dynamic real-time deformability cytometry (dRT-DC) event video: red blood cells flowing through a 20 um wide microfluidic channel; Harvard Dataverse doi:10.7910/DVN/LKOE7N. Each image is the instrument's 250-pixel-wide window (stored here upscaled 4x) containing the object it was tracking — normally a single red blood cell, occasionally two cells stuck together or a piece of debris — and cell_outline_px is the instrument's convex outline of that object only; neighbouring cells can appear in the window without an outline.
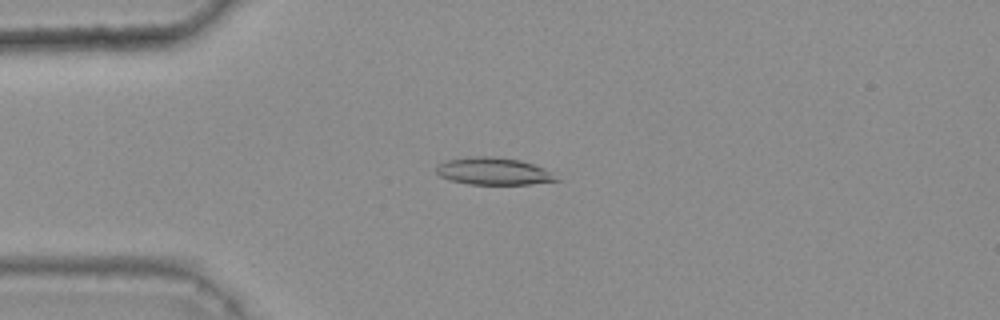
{"species": "common noctule bat (a hibernating species)", "species_latin": "Nyctalus noctula", "temperature_condition": "warm", "stored_images_in_passage": 47, "camera_frame_rate_fps": 3000, "um_per_image_px": 0.085, "animal": {"sex": "female", "body_mass_g": 25.1}, "frame": {"image": 1, "passage_image": 13, "time_ms": 4.0, "image_size_px": [1000, 320], "cell_outline_px": [[560, 180], [532, 184], [468, 184], [452, 180], [440, 176], [436, 172], [436, 164], [448, 160], [476, 156], [492, 156], [520, 160], [544, 168], [552, 172]], "centroid_in_image_um": [41.95, 14.55], "position_along_channel_um": 43.0, "area_um2": 18.96}}
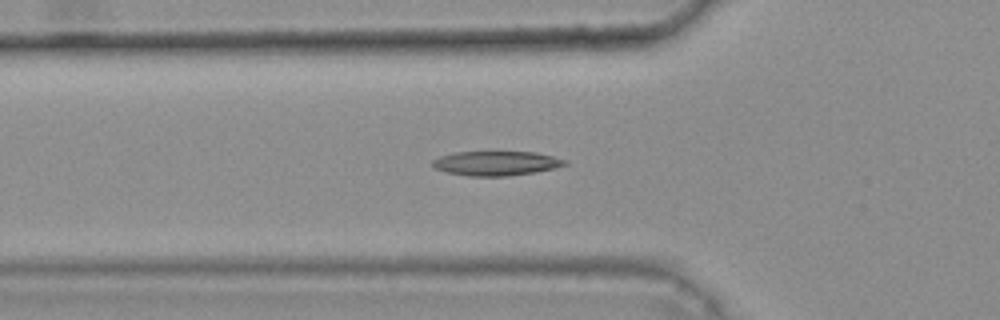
{"frame": {"image": 2, "passage_image": 18, "time_ms": 5.667, "image_size_px": [1000, 320], "cell_outline_px": [[568, 164], [536, 172], [508, 176], [468, 176], [448, 172], [436, 168], [432, 164], [432, 160], [440, 156], [456, 152], [536, 152], [568, 160]], "centroid_in_image_um": [42.19, 13.88], "position_along_channel_um": 83.6, "area_um2": 18.73}}
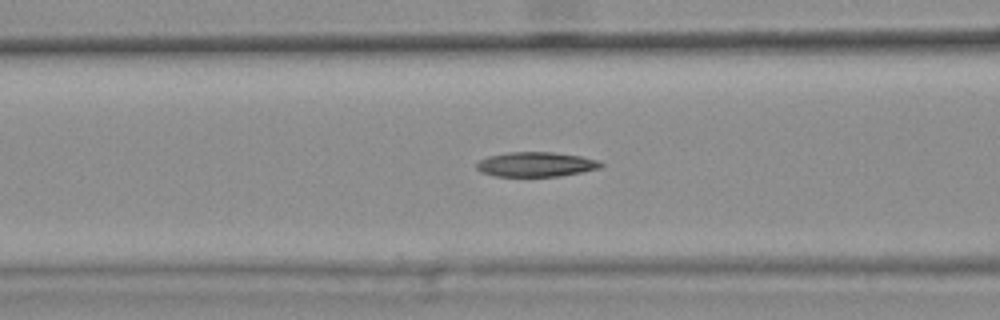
{"frame": {"image": 3, "passage_image": 21, "time_ms": 6.667, "image_size_px": [1000, 320], "cell_outline_px": [[604, 164], [600, 168], [560, 176], [492, 176], [480, 172], [476, 168], [476, 164], [480, 160], [488, 156], [508, 152], [552, 152], [580, 156], [600, 160]], "centroid_in_image_um": [45.54, 13.97], "position_along_channel_um": 121.1, "area_um2": 17.92}, "authors_computed_cell_mechanics": {"area_um2": 18.3226, "velocity_mm_per_s": 3.6932, "shape_relaxation_time_tau1_ms": null, "shape_relaxation_time_tau2_ms": 6.9103, "deformation_change_tau1": null, "deformation_change_tau2": 0.1616}}